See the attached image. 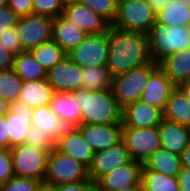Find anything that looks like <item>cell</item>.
Wrapping results in <instances>:
<instances>
[{
    "label": "cell",
    "mask_w": 190,
    "mask_h": 191,
    "mask_svg": "<svg viewBox=\"0 0 190 191\" xmlns=\"http://www.w3.org/2000/svg\"><path fill=\"white\" fill-rule=\"evenodd\" d=\"M148 35L140 32L109 28L107 68L112 76L129 72L150 63Z\"/></svg>",
    "instance_id": "cell-1"
},
{
    "label": "cell",
    "mask_w": 190,
    "mask_h": 191,
    "mask_svg": "<svg viewBox=\"0 0 190 191\" xmlns=\"http://www.w3.org/2000/svg\"><path fill=\"white\" fill-rule=\"evenodd\" d=\"M82 109L81 124L122 123V107L113 96L112 90H86L73 92Z\"/></svg>",
    "instance_id": "cell-2"
},
{
    "label": "cell",
    "mask_w": 190,
    "mask_h": 191,
    "mask_svg": "<svg viewBox=\"0 0 190 191\" xmlns=\"http://www.w3.org/2000/svg\"><path fill=\"white\" fill-rule=\"evenodd\" d=\"M148 35L151 61L159 63L174 52L190 48V36L186 26H166L155 23Z\"/></svg>",
    "instance_id": "cell-3"
},
{
    "label": "cell",
    "mask_w": 190,
    "mask_h": 191,
    "mask_svg": "<svg viewBox=\"0 0 190 191\" xmlns=\"http://www.w3.org/2000/svg\"><path fill=\"white\" fill-rule=\"evenodd\" d=\"M155 23L156 13L146 0H118L117 15L111 26L148 34Z\"/></svg>",
    "instance_id": "cell-4"
},
{
    "label": "cell",
    "mask_w": 190,
    "mask_h": 191,
    "mask_svg": "<svg viewBox=\"0 0 190 191\" xmlns=\"http://www.w3.org/2000/svg\"><path fill=\"white\" fill-rule=\"evenodd\" d=\"M158 67V63L151 61L124 74L113 76L111 90L122 108L141 98L149 76Z\"/></svg>",
    "instance_id": "cell-5"
},
{
    "label": "cell",
    "mask_w": 190,
    "mask_h": 191,
    "mask_svg": "<svg viewBox=\"0 0 190 191\" xmlns=\"http://www.w3.org/2000/svg\"><path fill=\"white\" fill-rule=\"evenodd\" d=\"M88 168L72 157L58 151H50L44 184L49 186L88 181Z\"/></svg>",
    "instance_id": "cell-6"
},
{
    "label": "cell",
    "mask_w": 190,
    "mask_h": 191,
    "mask_svg": "<svg viewBox=\"0 0 190 191\" xmlns=\"http://www.w3.org/2000/svg\"><path fill=\"white\" fill-rule=\"evenodd\" d=\"M14 176L29 177L44 182L48 157L52 149H39L20 144L11 149Z\"/></svg>",
    "instance_id": "cell-7"
},
{
    "label": "cell",
    "mask_w": 190,
    "mask_h": 191,
    "mask_svg": "<svg viewBox=\"0 0 190 191\" xmlns=\"http://www.w3.org/2000/svg\"><path fill=\"white\" fill-rule=\"evenodd\" d=\"M109 31L90 34L67 56L79 67H107Z\"/></svg>",
    "instance_id": "cell-8"
},
{
    "label": "cell",
    "mask_w": 190,
    "mask_h": 191,
    "mask_svg": "<svg viewBox=\"0 0 190 191\" xmlns=\"http://www.w3.org/2000/svg\"><path fill=\"white\" fill-rule=\"evenodd\" d=\"M122 141L132 160L142 165L156 150L161 148L158 127H122Z\"/></svg>",
    "instance_id": "cell-9"
},
{
    "label": "cell",
    "mask_w": 190,
    "mask_h": 191,
    "mask_svg": "<svg viewBox=\"0 0 190 191\" xmlns=\"http://www.w3.org/2000/svg\"><path fill=\"white\" fill-rule=\"evenodd\" d=\"M53 18L42 15L20 16L17 24L13 27L18 35L24 51L52 40Z\"/></svg>",
    "instance_id": "cell-10"
},
{
    "label": "cell",
    "mask_w": 190,
    "mask_h": 191,
    "mask_svg": "<svg viewBox=\"0 0 190 191\" xmlns=\"http://www.w3.org/2000/svg\"><path fill=\"white\" fill-rule=\"evenodd\" d=\"M131 161L132 158L123 141L108 149L95 151L88 167L89 178L95 183L104 174Z\"/></svg>",
    "instance_id": "cell-11"
},
{
    "label": "cell",
    "mask_w": 190,
    "mask_h": 191,
    "mask_svg": "<svg viewBox=\"0 0 190 191\" xmlns=\"http://www.w3.org/2000/svg\"><path fill=\"white\" fill-rule=\"evenodd\" d=\"M46 80L54 92L73 93L82 89V68L66 56L47 71Z\"/></svg>",
    "instance_id": "cell-12"
},
{
    "label": "cell",
    "mask_w": 190,
    "mask_h": 191,
    "mask_svg": "<svg viewBox=\"0 0 190 191\" xmlns=\"http://www.w3.org/2000/svg\"><path fill=\"white\" fill-rule=\"evenodd\" d=\"M163 119L162 109L151 106L140 99L122 108V127H158Z\"/></svg>",
    "instance_id": "cell-13"
},
{
    "label": "cell",
    "mask_w": 190,
    "mask_h": 191,
    "mask_svg": "<svg viewBox=\"0 0 190 191\" xmlns=\"http://www.w3.org/2000/svg\"><path fill=\"white\" fill-rule=\"evenodd\" d=\"M142 164L132 160L130 163L113 169L95 182L96 191L119 190L141 181Z\"/></svg>",
    "instance_id": "cell-14"
},
{
    "label": "cell",
    "mask_w": 190,
    "mask_h": 191,
    "mask_svg": "<svg viewBox=\"0 0 190 191\" xmlns=\"http://www.w3.org/2000/svg\"><path fill=\"white\" fill-rule=\"evenodd\" d=\"M32 111L33 108L20 101H15L9 104V108L6 113L9 149L13 146L25 143L29 127L31 126Z\"/></svg>",
    "instance_id": "cell-15"
},
{
    "label": "cell",
    "mask_w": 190,
    "mask_h": 191,
    "mask_svg": "<svg viewBox=\"0 0 190 191\" xmlns=\"http://www.w3.org/2000/svg\"><path fill=\"white\" fill-rule=\"evenodd\" d=\"M78 128L94 152L108 149L122 141V123L81 124Z\"/></svg>",
    "instance_id": "cell-16"
},
{
    "label": "cell",
    "mask_w": 190,
    "mask_h": 191,
    "mask_svg": "<svg viewBox=\"0 0 190 191\" xmlns=\"http://www.w3.org/2000/svg\"><path fill=\"white\" fill-rule=\"evenodd\" d=\"M55 148L87 168L90 166L94 155V150L78 127H69L66 133L55 142Z\"/></svg>",
    "instance_id": "cell-17"
},
{
    "label": "cell",
    "mask_w": 190,
    "mask_h": 191,
    "mask_svg": "<svg viewBox=\"0 0 190 191\" xmlns=\"http://www.w3.org/2000/svg\"><path fill=\"white\" fill-rule=\"evenodd\" d=\"M63 16L79 25L80 29L88 35L109 31L111 27V24L102 16L80 3L65 6Z\"/></svg>",
    "instance_id": "cell-18"
},
{
    "label": "cell",
    "mask_w": 190,
    "mask_h": 191,
    "mask_svg": "<svg viewBox=\"0 0 190 191\" xmlns=\"http://www.w3.org/2000/svg\"><path fill=\"white\" fill-rule=\"evenodd\" d=\"M176 86L158 67L148 79L140 100L164 111L167 101Z\"/></svg>",
    "instance_id": "cell-19"
},
{
    "label": "cell",
    "mask_w": 190,
    "mask_h": 191,
    "mask_svg": "<svg viewBox=\"0 0 190 191\" xmlns=\"http://www.w3.org/2000/svg\"><path fill=\"white\" fill-rule=\"evenodd\" d=\"M88 34L72 23L63 15L56 17L52 24V40L55 41L66 54L75 49Z\"/></svg>",
    "instance_id": "cell-20"
},
{
    "label": "cell",
    "mask_w": 190,
    "mask_h": 191,
    "mask_svg": "<svg viewBox=\"0 0 190 191\" xmlns=\"http://www.w3.org/2000/svg\"><path fill=\"white\" fill-rule=\"evenodd\" d=\"M49 106L68 127L81 125L82 109L73 93L54 92Z\"/></svg>",
    "instance_id": "cell-21"
},
{
    "label": "cell",
    "mask_w": 190,
    "mask_h": 191,
    "mask_svg": "<svg viewBox=\"0 0 190 191\" xmlns=\"http://www.w3.org/2000/svg\"><path fill=\"white\" fill-rule=\"evenodd\" d=\"M161 148L178 155L190 144V127L166 119L158 126Z\"/></svg>",
    "instance_id": "cell-22"
},
{
    "label": "cell",
    "mask_w": 190,
    "mask_h": 191,
    "mask_svg": "<svg viewBox=\"0 0 190 191\" xmlns=\"http://www.w3.org/2000/svg\"><path fill=\"white\" fill-rule=\"evenodd\" d=\"M175 86L190 80V48L174 52L158 63Z\"/></svg>",
    "instance_id": "cell-23"
},
{
    "label": "cell",
    "mask_w": 190,
    "mask_h": 191,
    "mask_svg": "<svg viewBox=\"0 0 190 191\" xmlns=\"http://www.w3.org/2000/svg\"><path fill=\"white\" fill-rule=\"evenodd\" d=\"M54 94L46 79L23 82L18 101L31 108L49 105Z\"/></svg>",
    "instance_id": "cell-24"
},
{
    "label": "cell",
    "mask_w": 190,
    "mask_h": 191,
    "mask_svg": "<svg viewBox=\"0 0 190 191\" xmlns=\"http://www.w3.org/2000/svg\"><path fill=\"white\" fill-rule=\"evenodd\" d=\"M31 125L41 128L54 142L69 128L52 112L49 105L33 108Z\"/></svg>",
    "instance_id": "cell-25"
},
{
    "label": "cell",
    "mask_w": 190,
    "mask_h": 191,
    "mask_svg": "<svg viewBox=\"0 0 190 191\" xmlns=\"http://www.w3.org/2000/svg\"><path fill=\"white\" fill-rule=\"evenodd\" d=\"M181 168L180 155L163 148L156 150L142 165V170H153L167 176H177Z\"/></svg>",
    "instance_id": "cell-26"
},
{
    "label": "cell",
    "mask_w": 190,
    "mask_h": 191,
    "mask_svg": "<svg viewBox=\"0 0 190 191\" xmlns=\"http://www.w3.org/2000/svg\"><path fill=\"white\" fill-rule=\"evenodd\" d=\"M164 119L190 127V101L176 86L164 109Z\"/></svg>",
    "instance_id": "cell-27"
},
{
    "label": "cell",
    "mask_w": 190,
    "mask_h": 191,
    "mask_svg": "<svg viewBox=\"0 0 190 191\" xmlns=\"http://www.w3.org/2000/svg\"><path fill=\"white\" fill-rule=\"evenodd\" d=\"M13 69L23 82L47 78V70L42 67L30 51H24L14 56Z\"/></svg>",
    "instance_id": "cell-28"
},
{
    "label": "cell",
    "mask_w": 190,
    "mask_h": 191,
    "mask_svg": "<svg viewBox=\"0 0 190 191\" xmlns=\"http://www.w3.org/2000/svg\"><path fill=\"white\" fill-rule=\"evenodd\" d=\"M156 22L166 26H188L190 24V5L183 2L166 3L156 13Z\"/></svg>",
    "instance_id": "cell-29"
},
{
    "label": "cell",
    "mask_w": 190,
    "mask_h": 191,
    "mask_svg": "<svg viewBox=\"0 0 190 191\" xmlns=\"http://www.w3.org/2000/svg\"><path fill=\"white\" fill-rule=\"evenodd\" d=\"M113 76L107 67H88L82 69V89L106 90L112 85Z\"/></svg>",
    "instance_id": "cell-30"
},
{
    "label": "cell",
    "mask_w": 190,
    "mask_h": 191,
    "mask_svg": "<svg viewBox=\"0 0 190 191\" xmlns=\"http://www.w3.org/2000/svg\"><path fill=\"white\" fill-rule=\"evenodd\" d=\"M30 52L47 71L67 56L64 50L53 40L42 43L30 50Z\"/></svg>",
    "instance_id": "cell-31"
},
{
    "label": "cell",
    "mask_w": 190,
    "mask_h": 191,
    "mask_svg": "<svg viewBox=\"0 0 190 191\" xmlns=\"http://www.w3.org/2000/svg\"><path fill=\"white\" fill-rule=\"evenodd\" d=\"M143 191H180L176 176H167L153 170H142Z\"/></svg>",
    "instance_id": "cell-32"
},
{
    "label": "cell",
    "mask_w": 190,
    "mask_h": 191,
    "mask_svg": "<svg viewBox=\"0 0 190 191\" xmlns=\"http://www.w3.org/2000/svg\"><path fill=\"white\" fill-rule=\"evenodd\" d=\"M22 84L13 68L0 71V97L8 104L18 101Z\"/></svg>",
    "instance_id": "cell-33"
},
{
    "label": "cell",
    "mask_w": 190,
    "mask_h": 191,
    "mask_svg": "<svg viewBox=\"0 0 190 191\" xmlns=\"http://www.w3.org/2000/svg\"><path fill=\"white\" fill-rule=\"evenodd\" d=\"M79 3L89 7L91 10L107 20L111 25L115 21L118 0H81Z\"/></svg>",
    "instance_id": "cell-34"
},
{
    "label": "cell",
    "mask_w": 190,
    "mask_h": 191,
    "mask_svg": "<svg viewBox=\"0 0 190 191\" xmlns=\"http://www.w3.org/2000/svg\"><path fill=\"white\" fill-rule=\"evenodd\" d=\"M33 14L55 19L63 15L64 6L60 0H32Z\"/></svg>",
    "instance_id": "cell-35"
},
{
    "label": "cell",
    "mask_w": 190,
    "mask_h": 191,
    "mask_svg": "<svg viewBox=\"0 0 190 191\" xmlns=\"http://www.w3.org/2000/svg\"><path fill=\"white\" fill-rule=\"evenodd\" d=\"M42 184L33 178L14 176L0 186V191H36Z\"/></svg>",
    "instance_id": "cell-36"
},
{
    "label": "cell",
    "mask_w": 190,
    "mask_h": 191,
    "mask_svg": "<svg viewBox=\"0 0 190 191\" xmlns=\"http://www.w3.org/2000/svg\"><path fill=\"white\" fill-rule=\"evenodd\" d=\"M27 134L25 139L27 145L39 149H53L55 147L54 140L39 127L31 125Z\"/></svg>",
    "instance_id": "cell-37"
},
{
    "label": "cell",
    "mask_w": 190,
    "mask_h": 191,
    "mask_svg": "<svg viewBox=\"0 0 190 191\" xmlns=\"http://www.w3.org/2000/svg\"><path fill=\"white\" fill-rule=\"evenodd\" d=\"M14 177L10 149H0V186Z\"/></svg>",
    "instance_id": "cell-38"
},
{
    "label": "cell",
    "mask_w": 190,
    "mask_h": 191,
    "mask_svg": "<svg viewBox=\"0 0 190 191\" xmlns=\"http://www.w3.org/2000/svg\"><path fill=\"white\" fill-rule=\"evenodd\" d=\"M0 44L3 45L14 56L24 52L18 35L14 32V28L8 29V32L0 35Z\"/></svg>",
    "instance_id": "cell-39"
},
{
    "label": "cell",
    "mask_w": 190,
    "mask_h": 191,
    "mask_svg": "<svg viewBox=\"0 0 190 191\" xmlns=\"http://www.w3.org/2000/svg\"><path fill=\"white\" fill-rule=\"evenodd\" d=\"M19 16L7 5L0 8V35L17 24Z\"/></svg>",
    "instance_id": "cell-40"
},
{
    "label": "cell",
    "mask_w": 190,
    "mask_h": 191,
    "mask_svg": "<svg viewBox=\"0 0 190 191\" xmlns=\"http://www.w3.org/2000/svg\"><path fill=\"white\" fill-rule=\"evenodd\" d=\"M52 191H96L95 183L88 181L51 186Z\"/></svg>",
    "instance_id": "cell-41"
},
{
    "label": "cell",
    "mask_w": 190,
    "mask_h": 191,
    "mask_svg": "<svg viewBox=\"0 0 190 191\" xmlns=\"http://www.w3.org/2000/svg\"><path fill=\"white\" fill-rule=\"evenodd\" d=\"M8 6L19 17L33 14L32 0H8Z\"/></svg>",
    "instance_id": "cell-42"
},
{
    "label": "cell",
    "mask_w": 190,
    "mask_h": 191,
    "mask_svg": "<svg viewBox=\"0 0 190 191\" xmlns=\"http://www.w3.org/2000/svg\"><path fill=\"white\" fill-rule=\"evenodd\" d=\"M8 122L6 114L0 115V149H9Z\"/></svg>",
    "instance_id": "cell-43"
},
{
    "label": "cell",
    "mask_w": 190,
    "mask_h": 191,
    "mask_svg": "<svg viewBox=\"0 0 190 191\" xmlns=\"http://www.w3.org/2000/svg\"><path fill=\"white\" fill-rule=\"evenodd\" d=\"M14 55L0 44V71L13 68Z\"/></svg>",
    "instance_id": "cell-44"
},
{
    "label": "cell",
    "mask_w": 190,
    "mask_h": 191,
    "mask_svg": "<svg viewBox=\"0 0 190 191\" xmlns=\"http://www.w3.org/2000/svg\"><path fill=\"white\" fill-rule=\"evenodd\" d=\"M176 177L179 190L190 191V169L182 167Z\"/></svg>",
    "instance_id": "cell-45"
},
{
    "label": "cell",
    "mask_w": 190,
    "mask_h": 191,
    "mask_svg": "<svg viewBox=\"0 0 190 191\" xmlns=\"http://www.w3.org/2000/svg\"><path fill=\"white\" fill-rule=\"evenodd\" d=\"M147 3L151 6V8L157 13L160 11L166 3H172V2H183L190 5V0H146Z\"/></svg>",
    "instance_id": "cell-46"
},
{
    "label": "cell",
    "mask_w": 190,
    "mask_h": 191,
    "mask_svg": "<svg viewBox=\"0 0 190 191\" xmlns=\"http://www.w3.org/2000/svg\"><path fill=\"white\" fill-rule=\"evenodd\" d=\"M180 160L182 167L190 169V144L181 152Z\"/></svg>",
    "instance_id": "cell-47"
},
{
    "label": "cell",
    "mask_w": 190,
    "mask_h": 191,
    "mask_svg": "<svg viewBox=\"0 0 190 191\" xmlns=\"http://www.w3.org/2000/svg\"><path fill=\"white\" fill-rule=\"evenodd\" d=\"M177 87L183 92L187 100L190 101V80L179 84Z\"/></svg>",
    "instance_id": "cell-48"
},
{
    "label": "cell",
    "mask_w": 190,
    "mask_h": 191,
    "mask_svg": "<svg viewBox=\"0 0 190 191\" xmlns=\"http://www.w3.org/2000/svg\"><path fill=\"white\" fill-rule=\"evenodd\" d=\"M110 191H143V185L142 182L140 181L137 185H132L119 190H110Z\"/></svg>",
    "instance_id": "cell-49"
},
{
    "label": "cell",
    "mask_w": 190,
    "mask_h": 191,
    "mask_svg": "<svg viewBox=\"0 0 190 191\" xmlns=\"http://www.w3.org/2000/svg\"><path fill=\"white\" fill-rule=\"evenodd\" d=\"M8 108H9V104L0 97V115L6 114L8 111Z\"/></svg>",
    "instance_id": "cell-50"
},
{
    "label": "cell",
    "mask_w": 190,
    "mask_h": 191,
    "mask_svg": "<svg viewBox=\"0 0 190 191\" xmlns=\"http://www.w3.org/2000/svg\"><path fill=\"white\" fill-rule=\"evenodd\" d=\"M62 5L65 7L70 4H76L79 3L81 0H60Z\"/></svg>",
    "instance_id": "cell-51"
},
{
    "label": "cell",
    "mask_w": 190,
    "mask_h": 191,
    "mask_svg": "<svg viewBox=\"0 0 190 191\" xmlns=\"http://www.w3.org/2000/svg\"><path fill=\"white\" fill-rule=\"evenodd\" d=\"M36 191H52L51 186L42 184Z\"/></svg>",
    "instance_id": "cell-52"
},
{
    "label": "cell",
    "mask_w": 190,
    "mask_h": 191,
    "mask_svg": "<svg viewBox=\"0 0 190 191\" xmlns=\"http://www.w3.org/2000/svg\"><path fill=\"white\" fill-rule=\"evenodd\" d=\"M8 5V0H0V8L7 6Z\"/></svg>",
    "instance_id": "cell-53"
},
{
    "label": "cell",
    "mask_w": 190,
    "mask_h": 191,
    "mask_svg": "<svg viewBox=\"0 0 190 191\" xmlns=\"http://www.w3.org/2000/svg\"><path fill=\"white\" fill-rule=\"evenodd\" d=\"M187 30H188V33H189V36H190V24L187 26Z\"/></svg>",
    "instance_id": "cell-54"
}]
</instances>
